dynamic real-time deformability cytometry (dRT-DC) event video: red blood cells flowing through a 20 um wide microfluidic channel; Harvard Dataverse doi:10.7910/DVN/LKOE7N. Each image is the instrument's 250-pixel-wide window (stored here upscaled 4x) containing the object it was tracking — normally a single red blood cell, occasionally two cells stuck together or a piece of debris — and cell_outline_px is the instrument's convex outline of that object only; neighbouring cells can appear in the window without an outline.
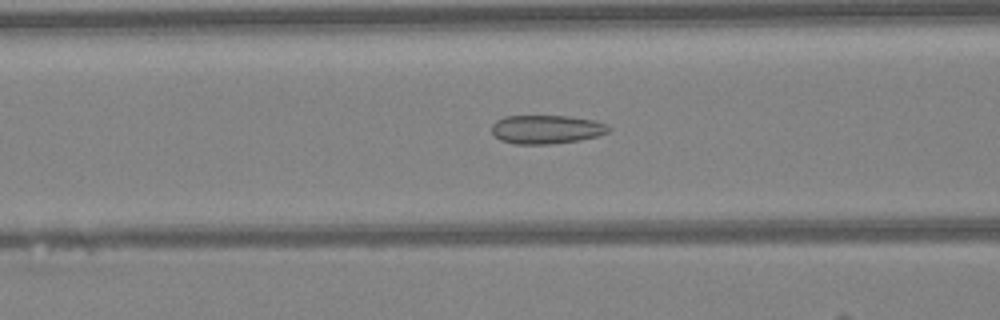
{"species": "Egyptian fruit bat (a non-hibernating species)", "species_latin": "Rousettus aegyptiacus", "temperature_condition": "warm", "stored_images_in_passage": 46, "camera_frame_rate_fps": 3000, "um_per_image_px": 0.085, "animal": {"sex": "female"}, "frame": {"image": 1, "passage_image": 18, "time_ms": 5.667, "image_size_px": [1000, 320], "cell_outline_px": [[612, 128], [608, 132], [596, 136], [580, 140], [548, 144], [516, 144], [500, 140], [492, 132], [492, 124], [496, 120], [504, 116], [568, 116], [592, 120], [608, 124]], "centroid_in_image_um": [46.44, 10.99], "position_along_channel_um": 120.2, "area_um2": 19.54}}
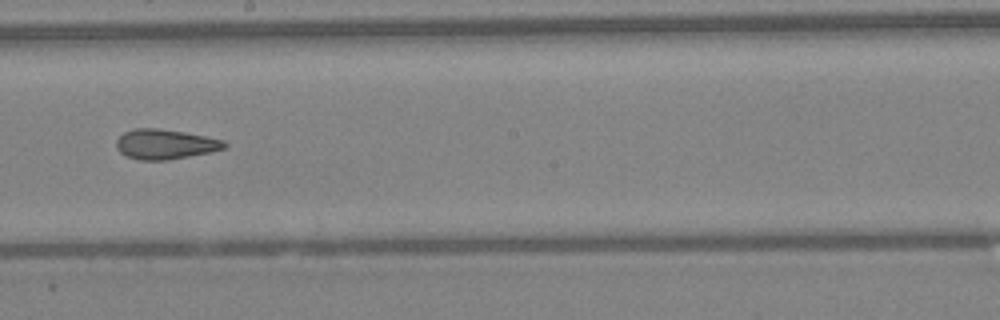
{"frame": {"image": 2, "passage_image": 26, "time_ms": 8.333, "image_size_px": [1000, 320], "cell_outline_px": [[228, 144], [224, 148], [212, 152], [168, 160], [140, 160], [128, 156], [120, 152], [116, 148], [116, 140], [124, 132], [136, 128], [160, 128], [184, 132], [224, 140]], "centroid_in_image_um": [14.04, 12.26], "position_along_channel_um": 234.2, "area_um2": 18.84}}
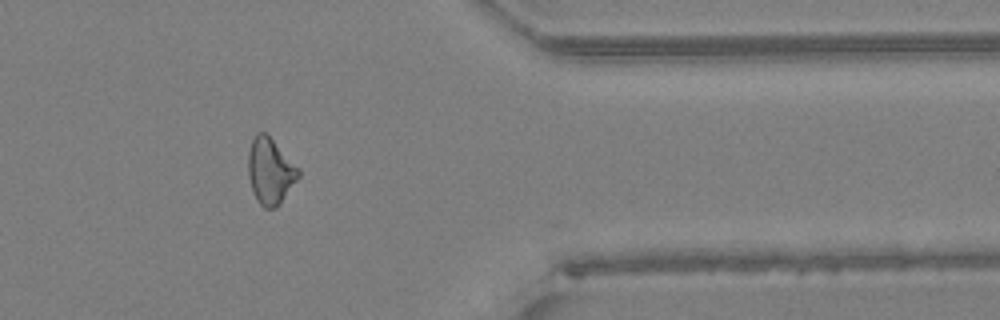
{"frame": {"image": 3, "passage_image": 38, "time_ms": 12.333, "image_size_px": [1000, 320], "cell_outline_px": [[300, 176], [276, 208], [264, 208], [256, 200], [252, 192], [248, 176], [248, 152], [252, 140], [256, 132], [264, 132], [300, 168]], "centroid_in_image_um": [22.96, 14.56], "position_along_channel_um": 388.4, "area_um2": 19.31}, "authors_computed_cell_mechanics": {"area_um2": 19.2763, "velocity_mm_per_s": 4.3048, "shape_relaxation_time_tau1_ms": null, "shape_relaxation_time_tau2_ms": 2.61, "deformation_change_tau1": null, "deformation_change_tau2": 0.1177}}